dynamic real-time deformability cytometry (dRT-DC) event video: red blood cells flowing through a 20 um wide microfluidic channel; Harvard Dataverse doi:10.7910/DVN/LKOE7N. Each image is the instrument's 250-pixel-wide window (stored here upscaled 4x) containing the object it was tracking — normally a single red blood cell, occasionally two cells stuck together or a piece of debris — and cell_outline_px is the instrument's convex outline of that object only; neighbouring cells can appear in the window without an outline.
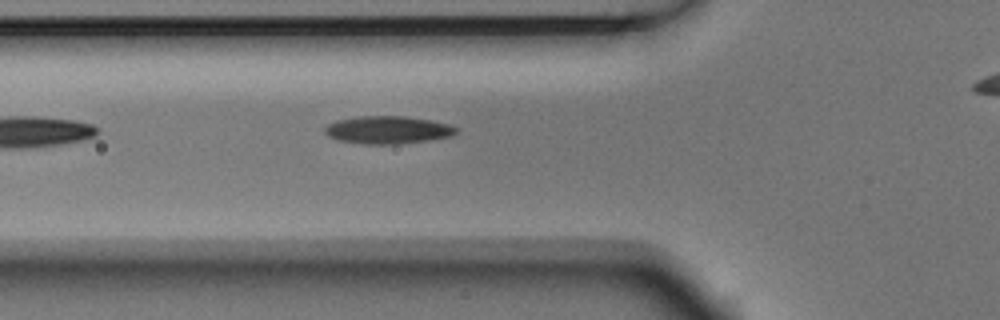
{"species": "Egyptian fruit bat (a non-hibernating species)", "species_latin": "Rousettus aegyptiacus", "temperature_condition": "room temperature", "stored_images_in_passage": 3, "segment_of_instrument_passage": [1, 2], "camera_frame_rate_fps": 3000, "um_per_image_px": 0.085, "animal": {"sex": "male"}, "frame": {"image": 1, "passage_image": 2, "time_ms": 0.333, "image_size_px": [1000, 320], "cell_outline_px": [[456, 132], [452, 136], [428, 140], [400, 144], [360, 144], [336, 140], [328, 136], [324, 132], [324, 128], [328, 124], [336, 120], [360, 116], [404, 116], [432, 120], [452, 124], [456, 128]], "centroid_in_image_um": [32.94, 11.04], "position_along_channel_um": 92.9, "area_um2": 21.44}}